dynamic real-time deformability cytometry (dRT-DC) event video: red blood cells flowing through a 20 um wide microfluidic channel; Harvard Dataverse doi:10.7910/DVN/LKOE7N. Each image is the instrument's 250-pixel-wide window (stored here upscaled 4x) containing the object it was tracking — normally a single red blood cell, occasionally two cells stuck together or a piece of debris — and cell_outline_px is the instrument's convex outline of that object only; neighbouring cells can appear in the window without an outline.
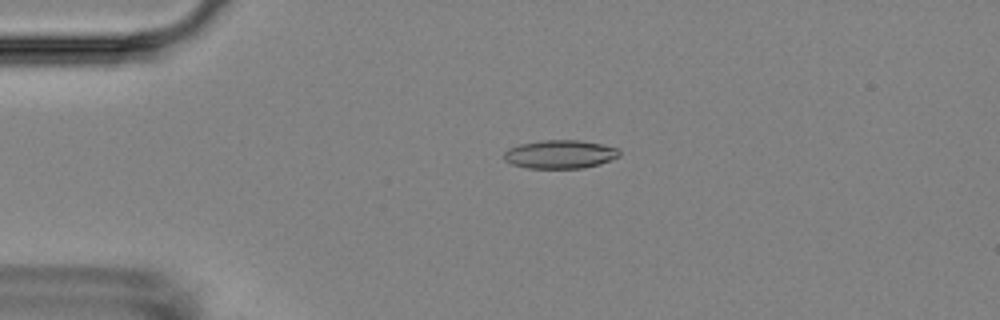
{"species": "Egyptian fruit bat (a non-hibernating species)", "species_latin": "Rousettus aegyptiacus", "temperature_condition": "room temperature", "stored_images_in_passage": 4, "camera_frame_rate_fps": 3000, "um_per_image_px": 0.085, "animal": {"sex": "female"}, "frame": {"image": 1, "passage_image": 4, "time_ms": 4.333, "image_size_px": [1000, 320], "cell_outline_px": [[620, 156], [600, 164], [584, 168], [528, 168], [512, 164], [504, 160], [504, 152], [508, 148], [520, 144], [540, 140], [580, 140], [604, 144], [620, 148]], "centroid_in_image_um": [47.63, 13.1], "position_along_channel_um": 37.4, "area_um2": 19.36}}